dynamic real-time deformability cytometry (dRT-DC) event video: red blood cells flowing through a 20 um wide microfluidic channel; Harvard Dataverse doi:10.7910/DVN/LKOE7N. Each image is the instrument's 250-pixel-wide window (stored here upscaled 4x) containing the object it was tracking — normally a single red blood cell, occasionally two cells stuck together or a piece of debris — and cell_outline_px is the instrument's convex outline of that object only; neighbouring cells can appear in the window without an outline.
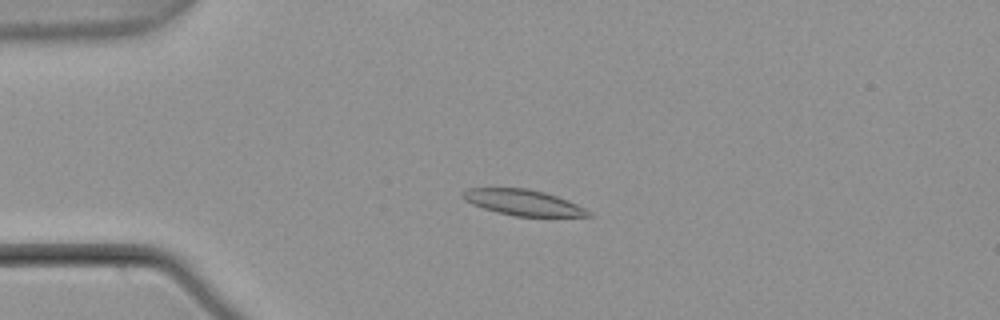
{"species": "common noctule bat (a hibernating species)", "species_latin": "Nyctalus noctula", "temperature_condition": "warm", "stored_images_in_passage": 4, "camera_frame_rate_fps": 3000, "um_per_image_px": 0.085, "animal": {"sex": "male", "body_mass_g": 21.5, "forearm_length_mm": 52.0}, "frame": {"image": 1, "passage_image": 2, "time_ms": 0.333, "image_size_px": [1000, 320], "cell_outline_px": [[596, 216], [516, 216], [496, 212], [472, 204], [464, 200], [460, 196], [460, 192], [468, 188], [528, 188], [544, 192], [568, 200], [584, 208]], "centroid_in_image_um": [44.42, 17.2], "position_along_channel_um": 40.6, "area_um2": 18.84}}
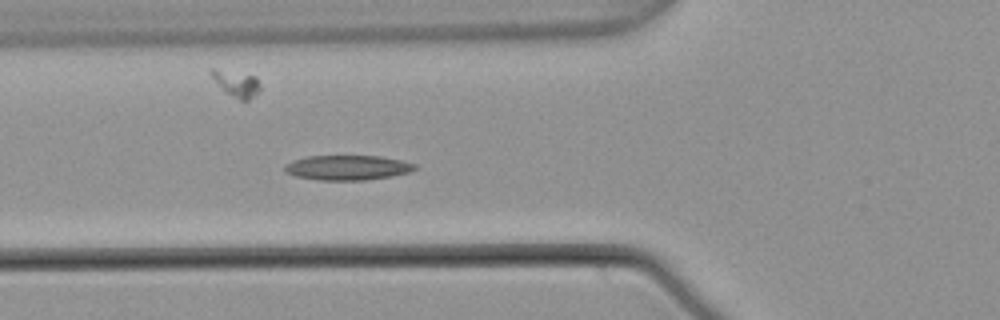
{"frame": {"image": 2, "passage_image": 4, "time_ms": 1.0, "image_size_px": [1000, 320], "cell_outline_px": [[420, 168], [408, 172], [392, 176], [364, 180], [320, 180], [296, 176], [284, 172], [284, 164], [292, 160], [308, 156], [380, 156], [400, 160], [416, 164]], "centroid_in_image_um": [29.53, 14.24], "position_along_channel_um": 96.3, "area_um2": 18.9}}